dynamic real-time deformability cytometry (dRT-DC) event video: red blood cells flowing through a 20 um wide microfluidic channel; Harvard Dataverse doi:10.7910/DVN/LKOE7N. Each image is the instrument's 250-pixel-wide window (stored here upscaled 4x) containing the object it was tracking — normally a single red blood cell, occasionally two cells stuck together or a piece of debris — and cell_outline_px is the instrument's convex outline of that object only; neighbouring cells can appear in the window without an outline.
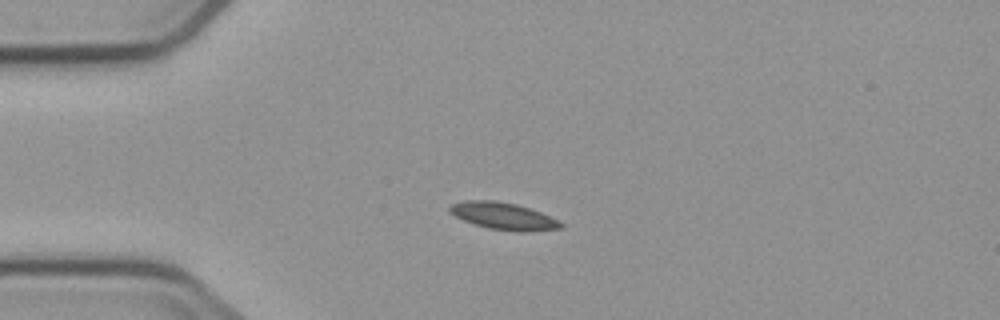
{"species": "common noctule bat (a hibernating species)", "species_latin": "Nyctalus noctula", "temperature_condition": "cold", "stored_images_in_passage": 4, "camera_frame_rate_fps": 3000, "um_per_image_px": 0.085, "animal": {"sex": "male", "body_mass_g": 23.1, "forearm_length_mm": 52.7}, "frame": {"image": 1, "passage_image": 1, "time_ms": 0.0, "image_size_px": [1000, 320], "cell_outline_px": [[564, 228], [524, 232], [516, 232], [488, 228], [464, 220], [448, 212], [448, 208], [452, 204], [464, 200], [496, 200], [516, 204], [540, 212], [560, 220], [564, 224]], "centroid_in_image_um": [42.82, 18.37], "position_along_channel_um": 42.2, "area_um2": 17.63}}
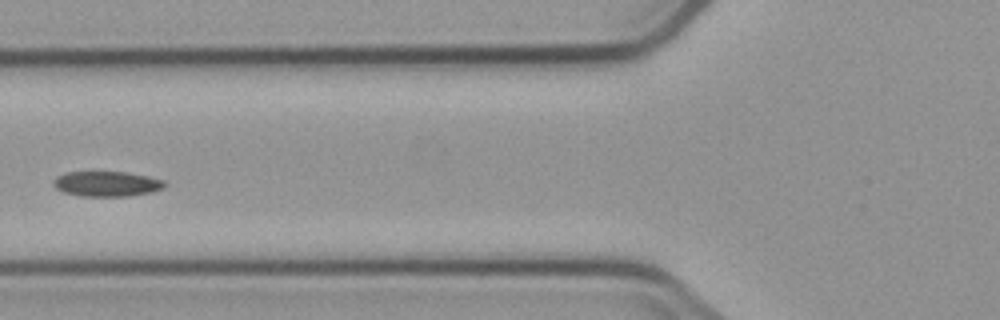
{"frame": {"image": 2, "passage_image": 3, "time_ms": 2.667, "image_size_px": [1000, 320], "cell_outline_px": [[168, 184], [164, 188], [152, 192], [132, 196], [80, 196], [64, 192], [56, 188], [52, 184], [52, 180], [56, 176], [68, 172], [124, 172], [148, 176], [164, 180]], "centroid_in_image_um": [9.1, 15.63], "position_along_channel_um": 116.7, "area_um2": 16.47}}
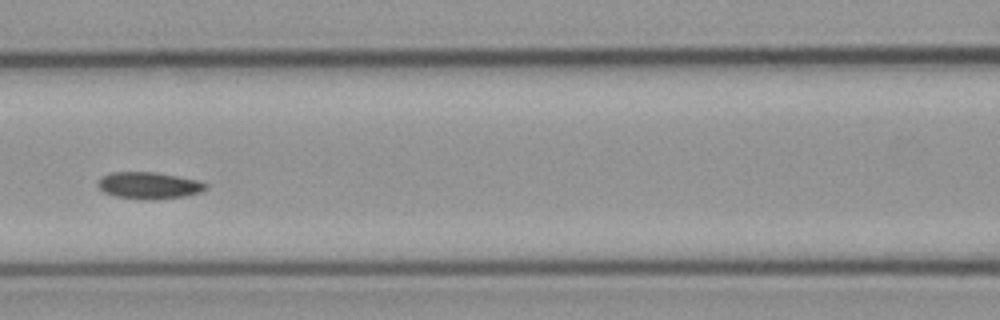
{"frame": {"image": 3, "passage_image": 4, "time_ms": 3.667, "image_size_px": [1000, 320], "cell_outline_px": [[208, 188], [200, 192], [184, 196], [152, 200], [140, 200], [116, 196], [104, 192], [96, 184], [96, 180], [100, 176], [112, 172], [152, 172], [200, 180], [208, 184]], "centroid_in_image_um": [12.64, 15.76], "position_along_channel_um": 154.0, "area_um2": 17.05}}